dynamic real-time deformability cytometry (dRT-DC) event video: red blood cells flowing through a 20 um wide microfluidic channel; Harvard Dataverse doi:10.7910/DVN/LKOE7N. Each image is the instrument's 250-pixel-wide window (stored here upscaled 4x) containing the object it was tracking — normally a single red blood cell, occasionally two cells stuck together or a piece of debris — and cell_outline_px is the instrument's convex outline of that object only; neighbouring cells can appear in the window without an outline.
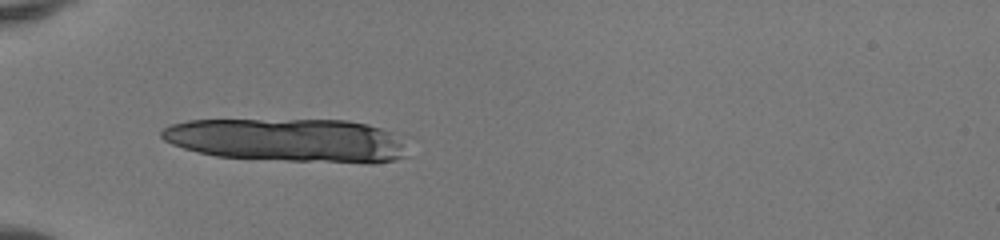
{"species": "human", "species_latin": "Homo sapiens", "temperature_condition": "room temperature", "stored_images_in_passage": 15, "camera_frame_rate_fps": 3000, "um_per_image_px": 0.085, "donor": {"sex": "female"}, "frame": {"image": 1, "passage_image": 1, "time_ms": 0.0, "image_size_px": [1000, 240], "cell_outline_px": [[408, 156], [396, 160], [372, 164], [368, 164], [288, 160], [216, 156], [184, 148], [172, 144], [164, 140], [160, 136], [160, 132], [164, 128], [172, 124], [188, 120], [348, 120], [368, 124], [392, 132], [400, 136], [404, 140]], "centroid_in_image_um": [24.56, 11.92], "position_along_channel_um": 60.4, "area_um2": 62.66}}